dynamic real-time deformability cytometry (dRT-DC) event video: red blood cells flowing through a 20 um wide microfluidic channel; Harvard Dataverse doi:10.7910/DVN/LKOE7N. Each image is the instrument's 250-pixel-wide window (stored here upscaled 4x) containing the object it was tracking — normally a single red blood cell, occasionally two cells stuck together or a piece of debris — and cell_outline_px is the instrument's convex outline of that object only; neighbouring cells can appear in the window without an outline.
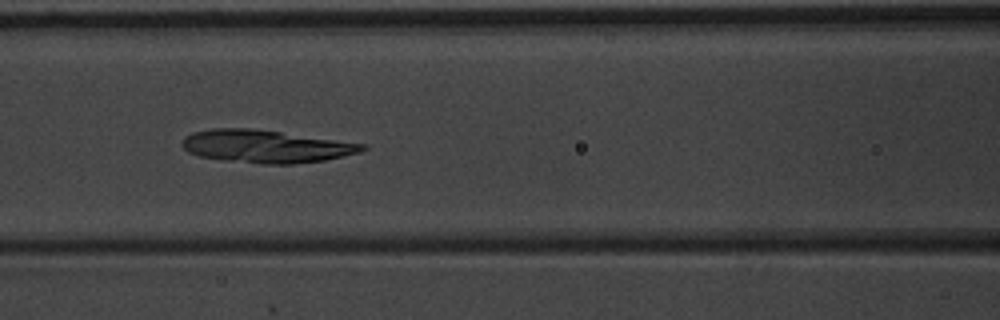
{"species": "common noctule bat (a hibernating species)", "species_latin": "Nyctalus noctula", "temperature_condition": "warm", "stored_images_in_passage": 10, "camera_frame_rate_fps": 3000, "um_per_image_px": 0.085, "animal": {"sex": "male", "body_mass_g": 20.1, "forearm_length_mm": 53.5}, "frame": {"image": 1, "passage_image": 6, "time_ms": 1.667, "image_size_px": [1000, 320], "cell_outline_px": [[368, 148], [360, 152], [324, 160], [292, 164], [264, 164], [224, 160], [200, 156], [188, 152], [180, 144], [184, 136], [192, 132], [212, 128], [252, 128], [368, 144]], "centroid_in_image_um": [22.58, 12.43], "position_along_channel_um": 144.0, "area_um2": 34.45}}
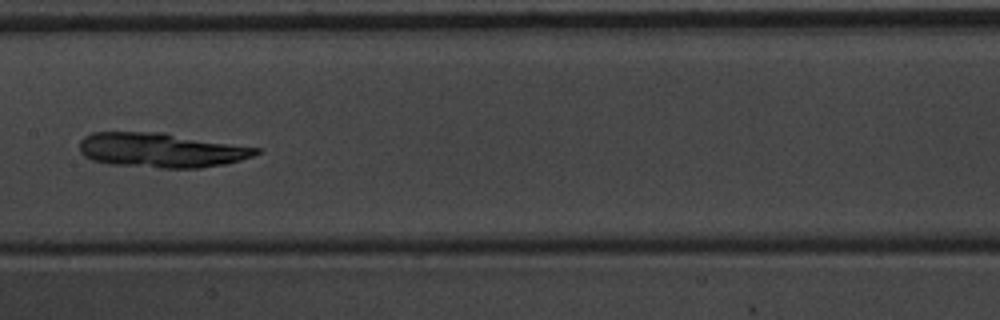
{"frame": {"image": 2, "passage_image": 7, "time_ms": 2.0, "image_size_px": [1000, 320], "cell_outline_px": [[260, 152], [252, 156], [240, 160], [224, 164], [200, 168], [160, 168], [108, 164], [92, 160], [84, 156], [80, 152], [80, 140], [84, 136], [92, 132], [164, 132], [260, 148]], "centroid_in_image_um": [13.68, 12.76], "position_along_channel_um": 193.7, "area_um2": 35.84}}
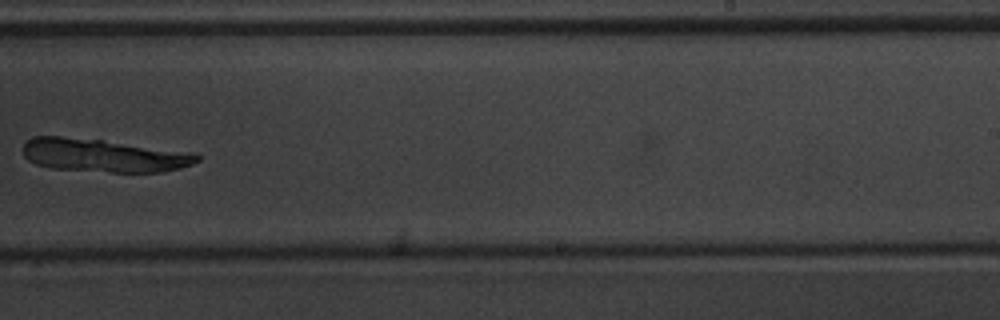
{"frame": {"image": 3, "passage_image": 9, "time_ms": 2.667, "image_size_px": [1000, 320], "cell_outline_px": [[200, 160], [192, 164], [180, 168], [160, 172], [112, 172], [52, 168], [36, 164], [28, 160], [24, 156], [24, 144], [32, 136], [60, 136], [100, 140], [196, 152], [200, 156]], "centroid_in_image_um": [8.84, 13.21], "position_along_channel_um": 280.2, "area_um2": 33.58}}